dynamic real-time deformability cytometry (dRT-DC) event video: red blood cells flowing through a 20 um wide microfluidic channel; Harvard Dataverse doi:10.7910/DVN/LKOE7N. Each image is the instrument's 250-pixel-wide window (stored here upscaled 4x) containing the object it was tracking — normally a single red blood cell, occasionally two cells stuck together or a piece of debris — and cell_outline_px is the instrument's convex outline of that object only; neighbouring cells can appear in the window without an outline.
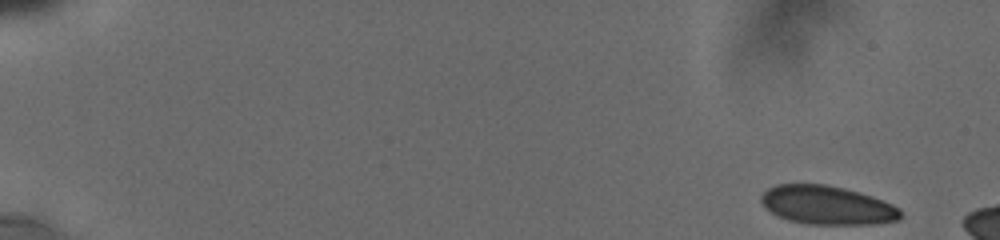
{"species": "human", "species_latin": "Homo sapiens", "temperature_condition": "cold", "stored_images_in_passage": 7, "camera_frame_rate_fps": 3000, "um_per_image_px": 0.085, "donor": {"sex": "male"}, "frame": {"image": 1, "passage_image": 1, "time_ms": 0.0, "image_size_px": [1000, 240], "cell_outline_px": [[904, 216], [900, 220], [872, 224], [808, 224], [788, 220], [776, 216], [760, 200], [760, 196], [768, 188], [776, 184], [824, 184], [844, 188], [860, 192], [872, 196], [892, 204], [900, 208]], "centroid_in_image_um": [70.34, 17.44], "position_along_channel_um": 14.7, "area_um2": 31.56}}
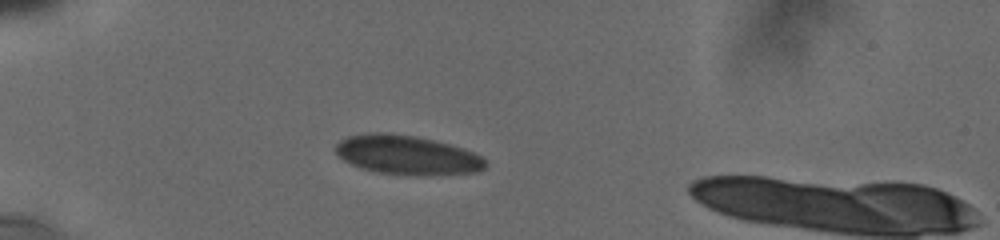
{"frame": {"image": 2, "passage_image": 5, "time_ms": 4.667, "image_size_px": [1000, 240], "cell_outline_px": [[484, 168], [476, 172], [416, 176], [376, 172], [352, 164], [344, 160], [336, 152], [336, 144], [340, 140], [348, 136], [364, 132], [392, 132], [416, 136], [464, 148], [480, 156], [484, 160]], "centroid_in_image_um": [34.56, 13.16], "position_along_channel_um": 50.4, "area_um2": 34.16}}